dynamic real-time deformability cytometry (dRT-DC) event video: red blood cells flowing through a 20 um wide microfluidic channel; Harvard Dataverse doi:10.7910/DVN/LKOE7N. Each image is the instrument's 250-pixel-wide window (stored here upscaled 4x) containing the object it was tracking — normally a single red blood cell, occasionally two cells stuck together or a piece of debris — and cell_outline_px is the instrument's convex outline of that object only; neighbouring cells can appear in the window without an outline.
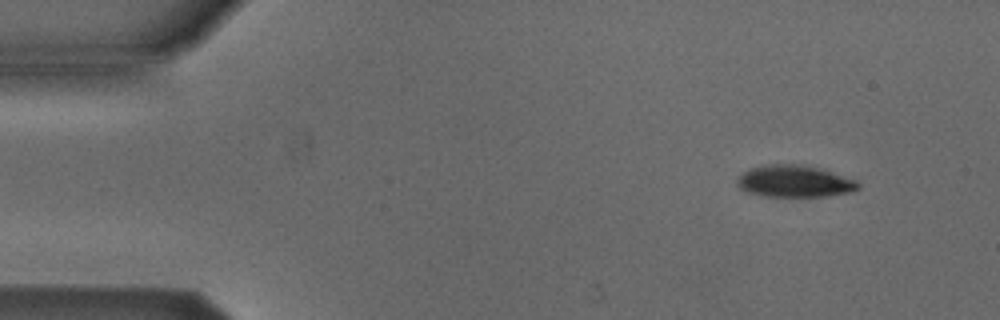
{"species": "Egyptian fruit bat (a non-hibernating species)", "species_latin": "Rousettus aegyptiacus", "temperature_condition": "cold", "stored_images_in_passage": 11, "camera_frame_rate_fps": 3000, "um_per_image_px": 0.085, "animal": {"sex": "male"}, "frame": {"image": 1, "passage_image": 4, "time_ms": 1.0, "image_size_px": [1000, 320], "cell_outline_px": [[860, 188], [852, 192], [828, 196], [760, 196], [748, 192], [740, 188], [736, 184], [736, 176], [748, 168], [768, 164], [804, 164], [820, 168], [856, 180], [860, 184]], "centroid_in_image_um": [67.5, 15.4], "position_along_channel_um": 17.5, "area_um2": 22.83}}